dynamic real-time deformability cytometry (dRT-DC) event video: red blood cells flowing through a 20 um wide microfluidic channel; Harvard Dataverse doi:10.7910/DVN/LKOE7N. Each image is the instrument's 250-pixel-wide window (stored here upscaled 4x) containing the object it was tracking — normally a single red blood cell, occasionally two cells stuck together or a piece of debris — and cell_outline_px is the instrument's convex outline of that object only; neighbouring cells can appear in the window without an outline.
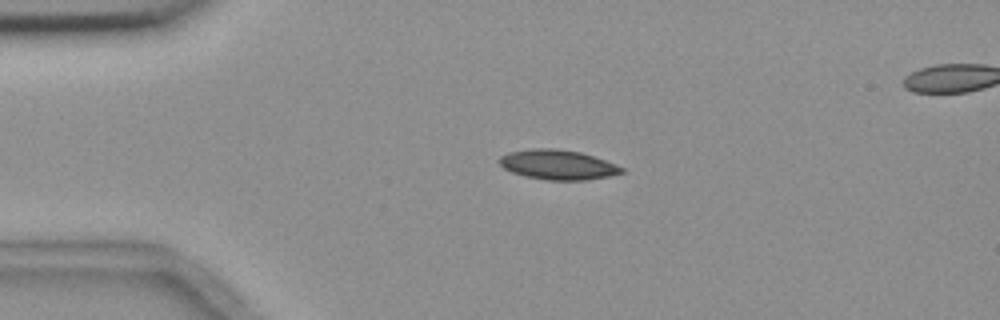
{"species": "common noctule bat (a hibernating species)", "species_latin": "Nyctalus noctula", "temperature_condition": "room temperature", "stored_images_in_passage": 45, "segment_of_instrument_passage": [1, 2], "camera_frame_rate_fps": 3000, "um_per_image_px": 0.085, "animal": {"sex": "female", "body_mass_g": 18.4}, "frame": {"image": 1, "passage_image": 1, "time_ms": 0.0, "image_size_px": [1000, 320], "cell_outline_px": [[624, 172], [608, 176], [584, 180], [548, 180], [524, 176], [512, 172], [504, 168], [500, 164], [500, 156], [508, 152], [532, 148], [556, 148], [580, 152], [616, 164], [624, 168]], "centroid_in_image_um": [47.4, 13.99], "position_along_channel_um": 37.6, "area_um2": 21.1}}
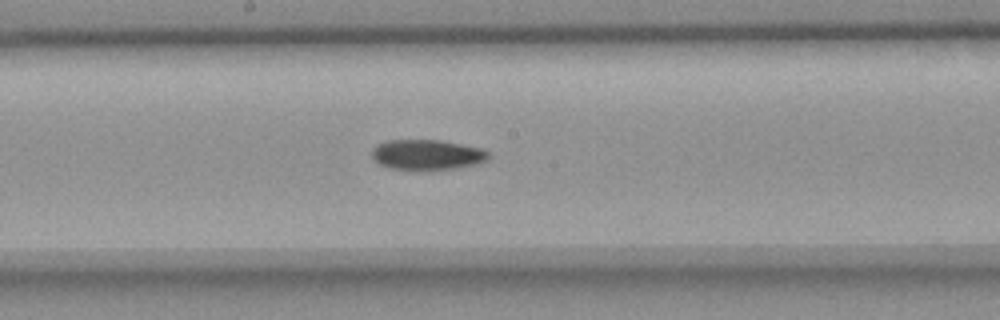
{"frame": {"image": 2, "passage_image": 18, "time_ms": 5.667, "image_size_px": [1000, 320], "cell_outline_px": [[492, 156], [488, 160], [480, 164], [456, 168], [392, 168], [380, 164], [372, 160], [372, 148], [376, 144], [388, 140], [440, 140], [480, 148], [488, 152]], "centroid_in_image_um": [36.32, 13.13], "position_along_channel_um": 211.9, "area_um2": 20.29}}
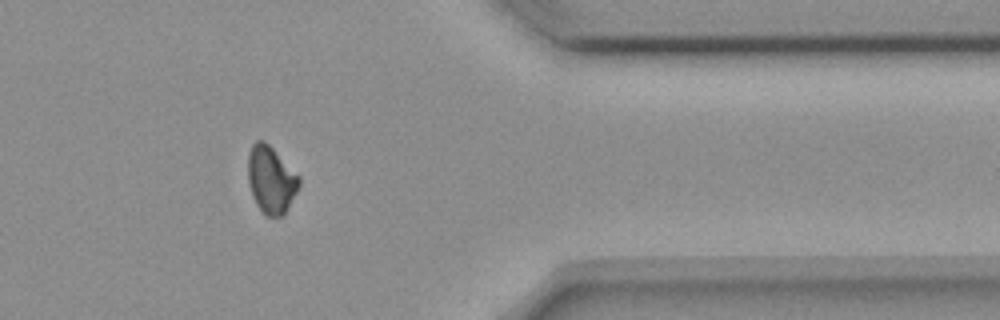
{"frame": {"image": 3, "passage_image": 34, "time_ms": 11.0, "image_size_px": [1000, 320], "cell_outline_px": [[300, 184], [284, 216], [264, 216], [256, 204], [252, 196], [248, 180], [248, 152], [252, 144], [256, 140], [264, 140], [300, 176]], "centroid_in_image_um": [23.02, 15.28], "position_along_channel_um": 388.4, "area_um2": 20.11}}